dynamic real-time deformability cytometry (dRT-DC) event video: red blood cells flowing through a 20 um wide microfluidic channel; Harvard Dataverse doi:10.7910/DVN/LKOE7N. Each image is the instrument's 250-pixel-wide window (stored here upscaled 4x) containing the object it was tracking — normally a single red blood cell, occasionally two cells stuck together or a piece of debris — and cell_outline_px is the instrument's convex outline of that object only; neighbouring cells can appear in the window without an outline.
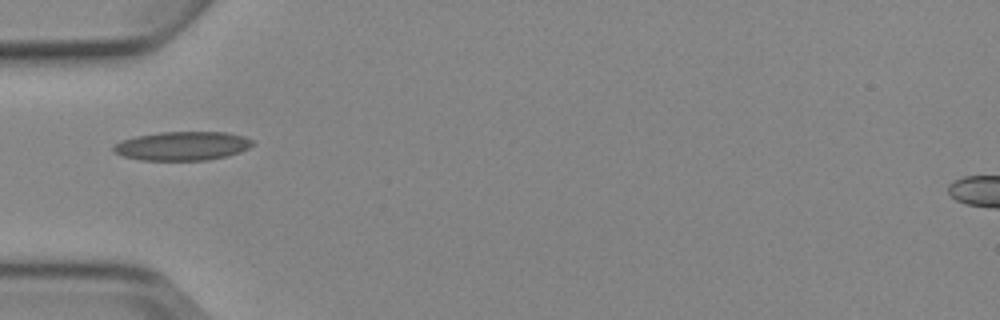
{"species": "Egyptian fruit bat (a non-hibernating species)", "species_latin": "Rousettus aegyptiacus", "temperature_condition": "cold", "stored_images_in_passage": 1, "camera_frame_rate_fps": 3000, "um_per_image_px": 0.085, "animal": {"sex": "female"}, "frame": {"image": 1, "passage_image": 1, "time_ms": 0.0, "image_size_px": [1000, 320], "cell_outline_px": [[256, 144], [240, 152], [228, 156], [208, 160], [140, 160], [120, 156], [112, 152], [112, 144], [120, 140], [136, 136], [160, 132], [224, 132], [244, 136], [252, 140]], "centroid_in_image_um": [15.45, 12.41], "position_along_channel_um": 69.5, "area_um2": 23.76}}